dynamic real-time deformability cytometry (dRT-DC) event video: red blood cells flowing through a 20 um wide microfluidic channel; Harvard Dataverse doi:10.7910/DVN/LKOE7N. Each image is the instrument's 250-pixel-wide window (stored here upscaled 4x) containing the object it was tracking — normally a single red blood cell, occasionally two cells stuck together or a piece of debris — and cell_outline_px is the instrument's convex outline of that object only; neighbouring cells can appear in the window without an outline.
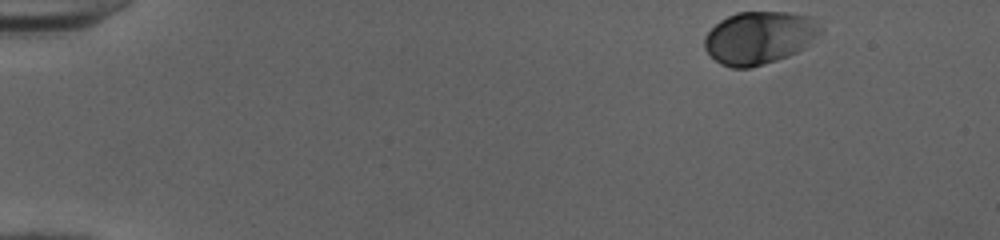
{"species": "human", "species_latin": "Homo sapiens", "temperature_condition": "cold", "stored_images_in_passage": 47, "camera_frame_rate_fps": 3000, "um_per_image_px": 0.085, "donor": {"sex": "female"}, "frame": {"image": 1, "passage_image": 1, "time_ms": 0.0, "image_size_px": [1000, 240], "cell_outline_px": [[824, 28], [804, 48], [788, 56], [764, 64], [748, 68], [732, 68], [720, 64], [704, 48], [704, 36], [720, 20], [736, 12], [788, 12], [812, 16]], "centroid_in_image_um": [64.55, 3.19], "position_along_channel_um": 20.5, "area_um2": 35.66}}
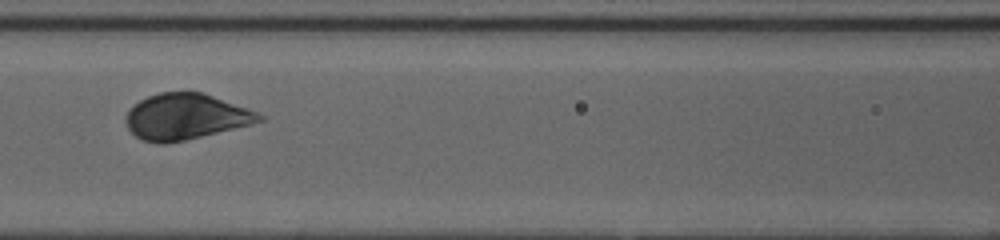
{"frame": {"image": 2, "passage_image": 20, "time_ms": 6.333, "image_size_px": [1000, 240], "cell_outline_px": [[264, 120], [252, 124], [184, 140], [164, 144], [160, 144], [140, 140], [128, 128], [128, 112], [140, 100], [148, 96], [160, 92], [204, 92], [256, 112], [264, 116]], "centroid_in_image_um": [15.79, 9.92], "position_along_channel_um": 150.8, "area_um2": 35.08}}
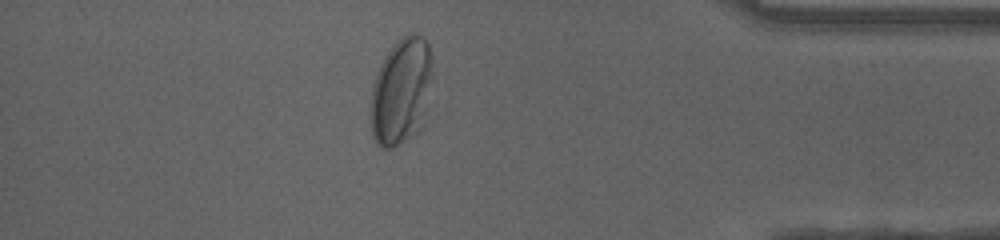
{"frame": {"image": 3, "passage_image": 41, "time_ms": 13.333, "image_size_px": [1000, 240], "cell_outline_px": [[432, 80], [428, 108], [424, 124], [420, 132], [392, 148], [380, 148], [376, 144], [372, 136], [368, 120], [368, 104], [372, 84], [376, 72], [384, 56], [396, 40], [400, 36], [408, 32], [412, 32], [424, 36], [432, 52]], "centroid_in_image_um": [34.09, 7.77], "position_along_channel_um": 401.1, "area_um2": 40.58}, "authors_computed_cell_mechanics": {"area_um2": 35.6626, "velocity_mm_per_s": 3.9666, "shape_relaxation_time_tau1_ms": 2.0488, "shape_relaxation_time_tau2_ms": null, "deformation_change_tau1": 0.1142, "deformation_change_tau2": null}}